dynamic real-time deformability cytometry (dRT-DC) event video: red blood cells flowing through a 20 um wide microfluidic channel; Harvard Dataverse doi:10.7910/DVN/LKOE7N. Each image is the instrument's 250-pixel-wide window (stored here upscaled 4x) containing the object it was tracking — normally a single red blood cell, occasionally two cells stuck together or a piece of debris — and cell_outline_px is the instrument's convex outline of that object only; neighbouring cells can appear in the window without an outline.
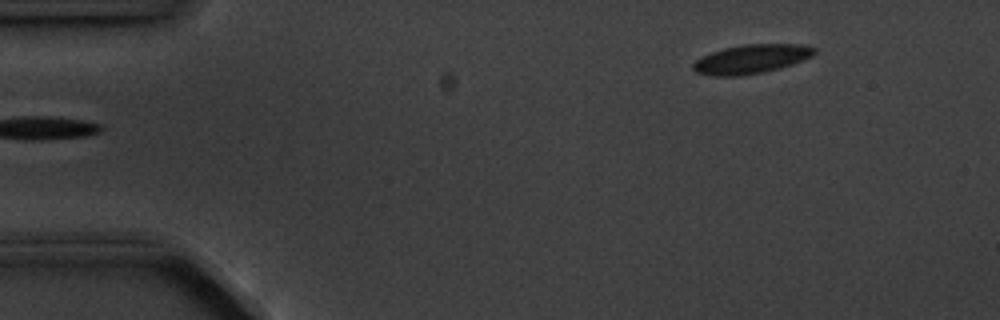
{"species": "common noctule bat (a hibernating species)", "species_latin": "Nyctalus noctula", "temperature_condition": "cold", "stored_images_in_passage": 5, "camera_frame_rate_fps": 3000, "um_per_image_px": 0.085, "animal": {"sex": "male", "body_mass_g": 20.1, "forearm_length_mm": 53.5}, "frame": {"image": 1, "passage_image": 1, "time_ms": 0.0, "image_size_px": [1000, 320], "cell_outline_px": [[816, 52], [812, 56], [792, 64], [780, 68], [764, 72], [736, 76], [712, 76], [696, 72], [692, 68], [692, 64], [700, 56], [724, 48], [744, 44], [800, 44], [816, 48]], "centroid_in_image_um": [63.84, 5.02], "position_along_channel_um": 21.2, "area_um2": 20.52}}
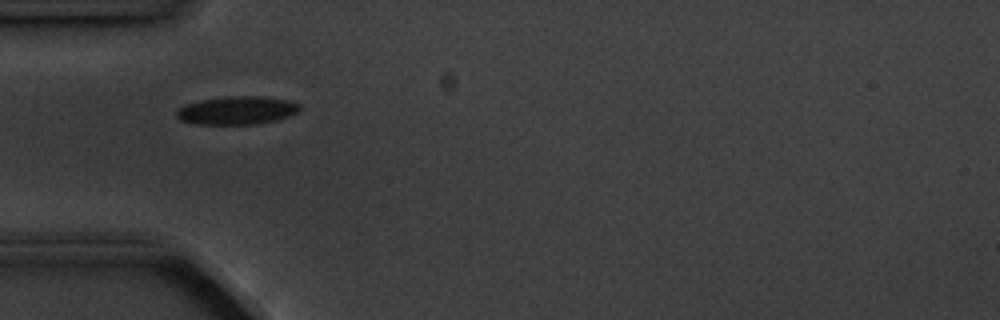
{"frame": {"image": 2, "passage_image": 4, "time_ms": 3.333, "image_size_px": [1000, 320], "cell_outline_px": [[300, 108], [296, 112], [288, 116], [276, 120], [256, 124], [196, 124], [180, 120], [176, 116], [176, 112], [180, 108], [188, 104], [200, 100], [232, 96], [260, 96], [288, 100], [300, 104]], "centroid_in_image_um": [20.15, 9.38], "position_along_channel_um": 64.9, "area_um2": 20.0}}
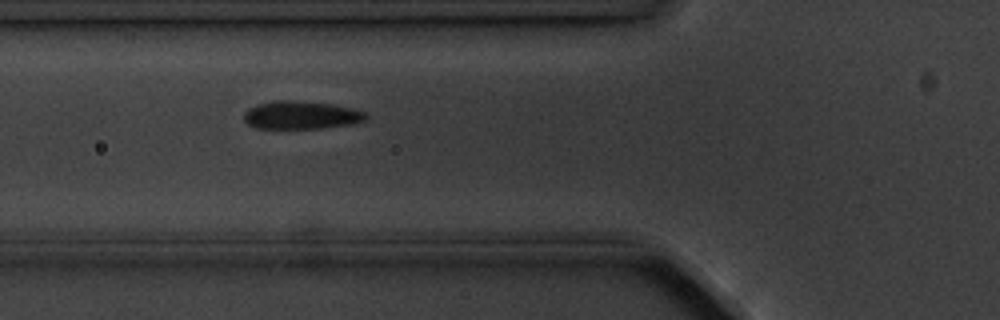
{"frame": {"image": 3, "passage_image": 5, "time_ms": 4.333, "image_size_px": [1000, 320], "cell_outline_px": [[368, 116], [364, 120], [352, 124], [324, 128], [256, 128], [248, 124], [244, 120], [244, 112], [248, 108], [256, 104], [276, 100], [296, 100], [332, 104], [352, 108], [364, 112]], "centroid_in_image_um": [25.57, 9.77], "position_along_channel_um": 100.2, "area_um2": 20.0}}